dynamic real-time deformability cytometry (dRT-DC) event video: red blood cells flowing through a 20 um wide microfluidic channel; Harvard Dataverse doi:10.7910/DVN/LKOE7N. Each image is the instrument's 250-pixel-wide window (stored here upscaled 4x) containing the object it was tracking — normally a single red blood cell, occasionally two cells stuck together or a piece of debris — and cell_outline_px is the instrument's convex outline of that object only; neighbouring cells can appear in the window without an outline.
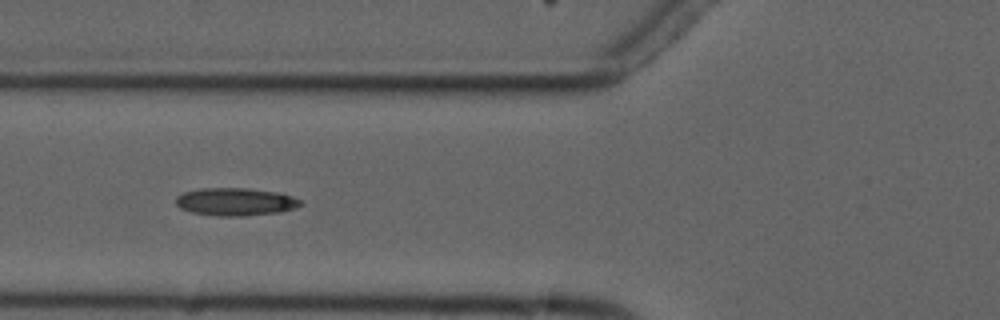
{"species": "common noctule bat (a hibernating species)", "species_latin": "Nyctalus noctula", "temperature_condition": "cold", "stored_images_in_passage": 8, "camera_frame_rate_fps": 3000, "um_per_image_px": 0.085, "animal": {"sex": "male", "forearm_length_mm": 52.5}, "frame": {"image": 1, "passage_image": 6, "time_ms": 6.333, "image_size_px": [1000, 320], "cell_outline_px": [[304, 204], [296, 208], [280, 212], [240, 216], [216, 216], [192, 212], [180, 208], [176, 204], [176, 196], [184, 192], [200, 188], [248, 188], [276, 192], [292, 196], [304, 200]], "centroid_in_image_um": [20.05, 17.15], "position_along_channel_um": 105.7, "area_um2": 20.35}}
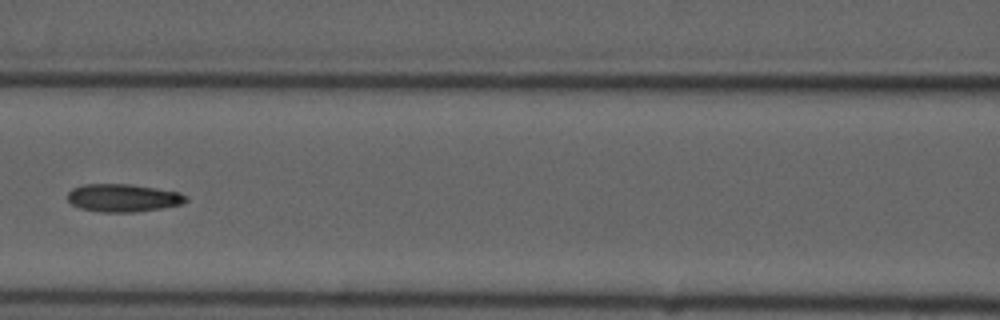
{"frame": {"image": 2, "passage_image": 7, "time_ms": 7.667, "image_size_px": [1000, 320], "cell_outline_px": [[188, 200], [184, 204], [136, 212], [100, 212], [80, 208], [72, 204], [68, 200], [68, 192], [72, 188], [84, 184], [132, 184], [180, 192], [188, 196]], "centroid_in_image_um": [10.49, 16.82], "position_along_channel_um": 156.1, "area_um2": 19.36}}
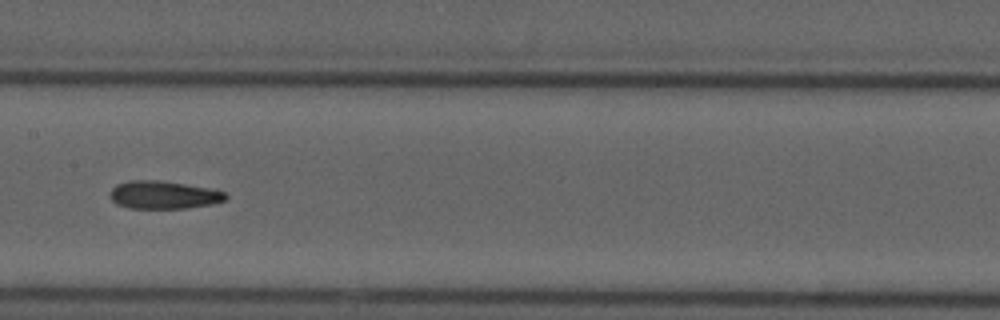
{"frame": {"image": 3, "passage_image": 8, "time_ms": 8.667, "image_size_px": [1000, 320], "cell_outline_px": [[228, 196], [224, 200], [212, 204], [188, 208], [128, 208], [116, 204], [112, 200], [112, 188], [116, 184], [128, 180], [156, 180], [184, 184], [208, 188], [224, 192]], "centroid_in_image_um": [13.89, 16.57], "position_along_channel_um": 193.5, "area_um2": 18.61}}